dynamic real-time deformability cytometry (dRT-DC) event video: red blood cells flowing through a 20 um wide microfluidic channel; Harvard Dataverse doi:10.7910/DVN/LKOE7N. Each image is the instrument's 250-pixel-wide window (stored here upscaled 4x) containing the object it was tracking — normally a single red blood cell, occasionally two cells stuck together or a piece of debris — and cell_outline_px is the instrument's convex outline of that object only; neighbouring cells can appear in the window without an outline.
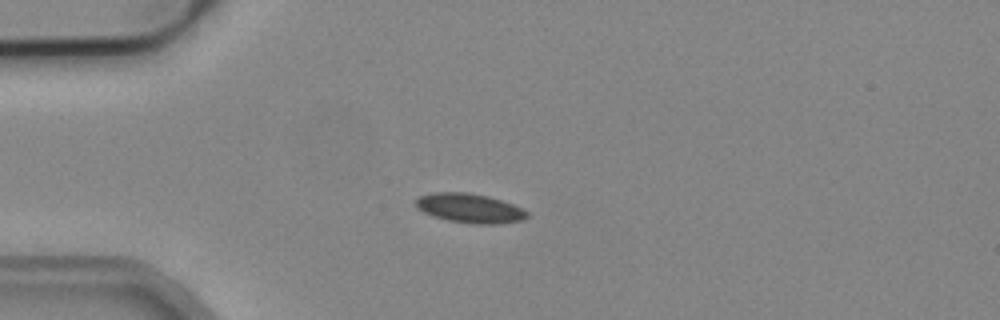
{"species": "common noctule bat (a hibernating species)", "species_latin": "Nyctalus noctula", "temperature_condition": "cold", "stored_images_in_passage": 3, "camera_frame_rate_fps": 3000, "um_per_image_px": 0.085, "animal": {"sex": "male", "body_mass_g": 19.2, "forearm_length_mm": 51.8}, "frame": {"image": 1, "passage_image": 3, "time_ms": 0.667, "image_size_px": [1000, 320], "cell_outline_px": [[528, 216], [524, 220], [496, 224], [472, 224], [448, 220], [432, 216], [416, 208], [416, 200], [420, 196], [432, 192], [468, 192], [488, 196], [512, 204], [528, 212]], "centroid_in_image_um": [39.91, 17.7], "position_along_channel_um": 45.1, "area_um2": 19.02}}